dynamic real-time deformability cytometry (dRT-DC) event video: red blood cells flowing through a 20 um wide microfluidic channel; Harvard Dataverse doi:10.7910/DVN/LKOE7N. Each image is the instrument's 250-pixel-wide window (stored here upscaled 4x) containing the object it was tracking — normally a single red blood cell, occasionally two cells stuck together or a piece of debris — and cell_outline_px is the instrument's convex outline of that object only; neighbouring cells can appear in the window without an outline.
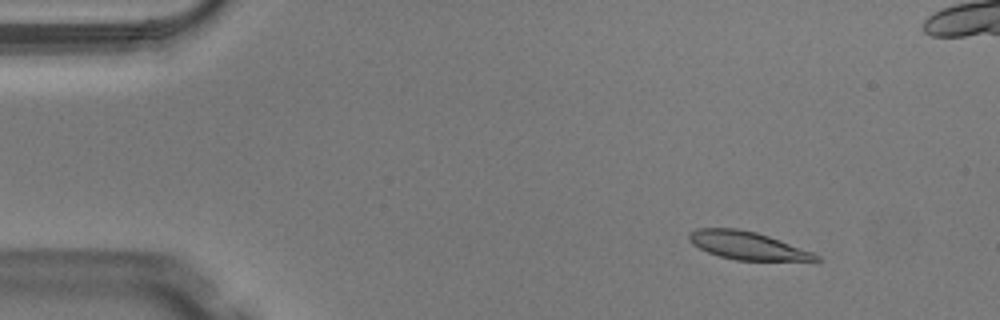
{"species": "Egyptian fruit bat (a non-hibernating species)", "species_latin": "Rousettus aegyptiacus", "temperature_condition": "warm", "stored_images_in_passage": 50, "camera_frame_rate_fps": 3000, "um_per_image_px": 0.085, "animal": {"sex": "male"}, "frame": {"image": 1, "passage_image": 6, "time_ms": 1.667, "image_size_px": [1000, 320], "cell_outline_px": [[820, 260], [736, 260], [720, 256], [708, 252], [692, 244], [688, 240], [688, 232], [696, 228], [736, 228], [756, 232], [780, 240], [812, 252], [820, 256]], "centroid_in_image_um": [63.46, 20.85], "position_along_channel_um": 21.5, "area_um2": 20.4}}
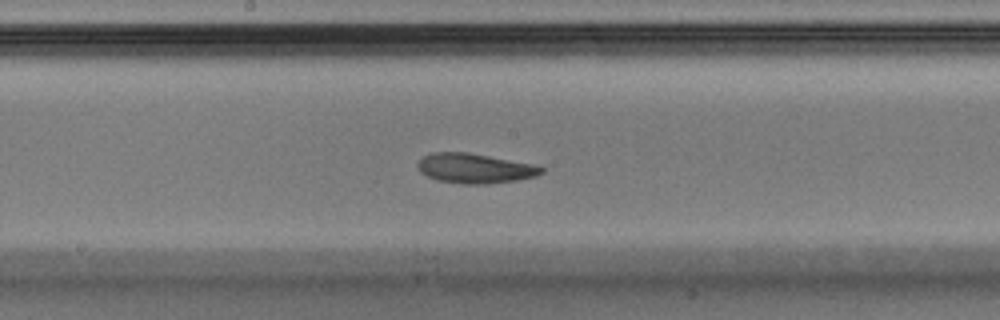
{"frame": {"image": 2, "passage_image": 26, "time_ms": 8.333, "image_size_px": [1000, 320], "cell_outline_px": [[544, 172], [536, 176], [516, 180], [488, 184], [464, 184], [436, 180], [420, 172], [416, 164], [424, 156], [432, 152], [468, 152], [532, 164], [544, 168]], "centroid_in_image_um": [40.34, 14.31], "position_along_channel_um": 207.9, "area_um2": 21.39}}
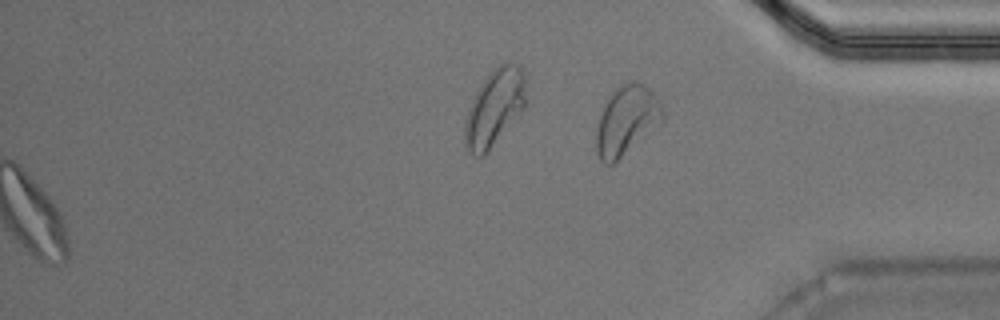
{"frame": {"image": 3, "passage_image": 50, "time_ms": 16.333, "image_size_px": [1000, 320], "cell_outline_px": [[664, 120], [660, 124], [612, 164], [604, 164], [600, 160], [596, 152], [596, 128], [604, 104], [612, 92], [616, 88], [628, 80], [632, 80], [644, 84], [656, 96], [664, 112]], "centroid_in_image_um": [53.25, 10.21], "position_along_channel_um": 382.0, "area_um2": 26.65}, "authors_computed_cell_mechanics": {"area_um2": 21.4438, "velocity_mm_per_s": 4.0648, "shape_relaxation_time_tau1_ms": 3.1633, "shape_relaxation_time_tau2_ms": 3.2264, "deformation_change_tau1": 0.146, "deformation_change_tau2": 0.0663}}